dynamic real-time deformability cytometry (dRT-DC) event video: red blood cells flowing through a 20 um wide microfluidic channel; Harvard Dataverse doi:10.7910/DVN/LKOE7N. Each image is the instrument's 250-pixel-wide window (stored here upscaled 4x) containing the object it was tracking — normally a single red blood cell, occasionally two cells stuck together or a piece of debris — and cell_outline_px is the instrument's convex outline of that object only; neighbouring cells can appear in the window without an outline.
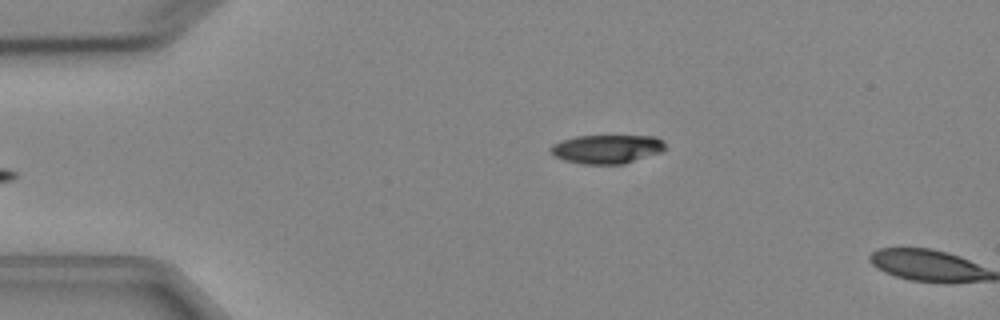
{"species": "Egyptian fruit bat (a non-hibernating species)", "species_latin": "Rousettus aegyptiacus", "temperature_condition": "cold", "stored_images_in_passage": 5, "camera_frame_rate_fps": 3000, "um_per_image_px": 0.085, "animal": {"sex": "female"}, "frame": {"image": 1, "passage_image": 5, "time_ms": 5.667, "image_size_px": [1000, 320], "cell_outline_px": [[664, 148], [660, 152], [624, 164], [580, 164], [564, 160], [556, 156], [548, 148], [552, 144], [560, 140], [576, 136], [656, 136], [664, 140]], "centroid_in_image_um": [51.56, 12.66], "position_along_channel_um": 33.4, "area_um2": 19.25}}